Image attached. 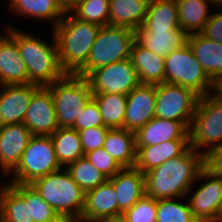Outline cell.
<instances>
[{
    "label": "cell",
    "instance_id": "obj_28",
    "mask_svg": "<svg viewBox=\"0 0 222 222\" xmlns=\"http://www.w3.org/2000/svg\"><path fill=\"white\" fill-rule=\"evenodd\" d=\"M179 27L188 36L201 33L213 8L208 0H176ZM210 11V12H209Z\"/></svg>",
    "mask_w": 222,
    "mask_h": 222
},
{
    "label": "cell",
    "instance_id": "obj_4",
    "mask_svg": "<svg viewBox=\"0 0 222 222\" xmlns=\"http://www.w3.org/2000/svg\"><path fill=\"white\" fill-rule=\"evenodd\" d=\"M30 185L58 214L81 218L85 192L65 168L38 178Z\"/></svg>",
    "mask_w": 222,
    "mask_h": 222
},
{
    "label": "cell",
    "instance_id": "obj_42",
    "mask_svg": "<svg viewBox=\"0 0 222 222\" xmlns=\"http://www.w3.org/2000/svg\"><path fill=\"white\" fill-rule=\"evenodd\" d=\"M201 34L207 39L222 43V9L212 11Z\"/></svg>",
    "mask_w": 222,
    "mask_h": 222
},
{
    "label": "cell",
    "instance_id": "obj_32",
    "mask_svg": "<svg viewBox=\"0 0 222 222\" xmlns=\"http://www.w3.org/2000/svg\"><path fill=\"white\" fill-rule=\"evenodd\" d=\"M98 105L104 126L115 129L124 128L127 95L118 93L93 94Z\"/></svg>",
    "mask_w": 222,
    "mask_h": 222
},
{
    "label": "cell",
    "instance_id": "obj_7",
    "mask_svg": "<svg viewBox=\"0 0 222 222\" xmlns=\"http://www.w3.org/2000/svg\"><path fill=\"white\" fill-rule=\"evenodd\" d=\"M165 82L189 88L199 96L217 91L187 42L165 57Z\"/></svg>",
    "mask_w": 222,
    "mask_h": 222
},
{
    "label": "cell",
    "instance_id": "obj_11",
    "mask_svg": "<svg viewBox=\"0 0 222 222\" xmlns=\"http://www.w3.org/2000/svg\"><path fill=\"white\" fill-rule=\"evenodd\" d=\"M92 94L127 95L139 86L140 80L130 58L99 67L87 77Z\"/></svg>",
    "mask_w": 222,
    "mask_h": 222
},
{
    "label": "cell",
    "instance_id": "obj_3",
    "mask_svg": "<svg viewBox=\"0 0 222 222\" xmlns=\"http://www.w3.org/2000/svg\"><path fill=\"white\" fill-rule=\"evenodd\" d=\"M100 28L97 24L78 20L71 13H65L52 29L60 65L67 74H76L87 63Z\"/></svg>",
    "mask_w": 222,
    "mask_h": 222
},
{
    "label": "cell",
    "instance_id": "obj_5",
    "mask_svg": "<svg viewBox=\"0 0 222 222\" xmlns=\"http://www.w3.org/2000/svg\"><path fill=\"white\" fill-rule=\"evenodd\" d=\"M190 147L200 154L222 145V95L200 96L189 127Z\"/></svg>",
    "mask_w": 222,
    "mask_h": 222
},
{
    "label": "cell",
    "instance_id": "obj_6",
    "mask_svg": "<svg viewBox=\"0 0 222 222\" xmlns=\"http://www.w3.org/2000/svg\"><path fill=\"white\" fill-rule=\"evenodd\" d=\"M135 31L128 27L105 25L98 31L87 63L76 73L87 77L93 70L130 58Z\"/></svg>",
    "mask_w": 222,
    "mask_h": 222
},
{
    "label": "cell",
    "instance_id": "obj_41",
    "mask_svg": "<svg viewBox=\"0 0 222 222\" xmlns=\"http://www.w3.org/2000/svg\"><path fill=\"white\" fill-rule=\"evenodd\" d=\"M203 169L212 176L222 179V145L203 154Z\"/></svg>",
    "mask_w": 222,
    "mask_h": 222
},
{
    "label": "cell",
    "instance_id": "obj_20",
    "mask_svg": "<svg viewBox=\"0 0 222 222\" xmlns=\"http://www.w3.org/2000/svg\"><path fill=\"white\" fill-rule=\"evenodd\" d=\"M187 43L203 70L218 85L222 81V43L207 39L201 33L188 35Z\"/></svg>",
    "mask_w": 222,
    "mask_h": 222
},
{
    "label": "cell",
    "instance_id": "obj_21",
    "mask_svg": "<svg viewBox=\"0 0 222 222\" xmlns=\"http://www.w3.org/2000/svg\"><path fill=\"white\" fill-rule=\"evenodd\" d=\"M189 147V140H168L156 145L136 146L134 167L144 174L164 162L182 155Z\"/></svg>",
    "mask_w": 222,
    "mask_h": 222
},
{
    "label": "cell",
    "instance_id": "obj_16",
    "mask_svg": "<svg viewBox=\"0 0 222 222\" xmlns=\"http://www.w3.org/2000/svg\"><path fill=\"white\" fill-rule=\"evenodd\" d=\"M156 85L140 84L127 94L124 129L136 132L155 117Z\"/></svg>",
    "mask_w": 222,
    "mask_h": 222
},
{
    "label": "cell",
    "instance_id": "obj_39",
    "mask_svg": "<svg viewBox=\"0 0 222 222\" xmlns=\"http://www.w3.org/2000/svg\"><path fill=\"white\" fill-rule=\"evenodd\" d=\"M97 126H104V122L97 103L91 99L71 128L79 132L81 130Z\"/></svg>",
    "mask_w": 222,
    "mask_h": 222
},
{
    "label": "cell",
    "instance_id": "obj_40",
    "mask_svg": "<svg viewBox=\"0 0 222 222\" xmlns=\"http://www.w3.org/2000/svg\"><path fill=\"white\" fill-rule=\"evenodd\" d=\"M109 129L106 126H97L79 131L84 154L103 147Z\"/></svg>",
    "mask_w": 222,
    "mask_h": 222
},
{
    "label": "cell",
    "instance_id": "obj_19",
    "mask_svg": "<svg viewBox=\"0 0 222 222\" xmlns=\"http://www.w3.org/2000/svg\"><path fill=\"white\" fill-rule=\"evenodd\" d=\"M136 146H150L168 140H189V129L173 120L152 118L146 125L135 132Z\"/></svg>",
    "mask_w": 222,
    "mask_h": 222
},
{
    "label": "cell",
    "instance_id": "obj_24",
    "mask_svg": "<svg viewBox=\"0 0 222 222\" xmlns=\"http://www.w3.org/2000/svg\"><path fill=\"white\" fill-rule=\"evenodd\" d=\"M135 40L154 54L166 57L187 42V35L182 30H146L141 26L135 30Z\"/></svg>",
    "mask_w": 222,
    "mask_h": 222
},
{
    "label": "cell",
    "instance_id": "obj_17",
    "mask_svg": "<svg viewBox=\"0 0 222 222\" xmlns=\"http://www.w3.org/2000/svg\"><path fill=\"white\" fill-rule=\"evenodd\" d=\"M119 215L123 212L118 207L113 184L107 180L85 193V206L79 222H97Z\"/></svg>",
    "mask_w": 222,
    "mask_h": 222
},
{
    "label": "cell",
    "instance_id": "obj_44",
    "mask_svg": "<svg viewBox=\"0 0 222 222\" xmlns=\"http://www.w3.org/2000/svg\"><path fill=\"white\" fill-rule=\"evenodd\" d=\"M47 222H79V219L66 214H57L55 217L48 220Z\"/></svg>",
    "mask_w": 222,
    "mask_h": 222
},
{
    "label": "cell",
    "instance_id": "obj_29",
    "mask_svg": "<svg viewBox=\"0 0 222 222\" xmlns=\"http://www.w3.org/2000/svg\"><path fill=\"white\" fill-rule=\"evenodd\" d=\"M142 27L146 30H182L176 0H149Z\"/></svg>",
    "mask_w": 222,
    "mask_h": 222
},
{
    "label": "cell",
    "instance_id": "obj_46",
    "mask_svg": "<svg viewBox=\"0 0 222 222\" xmlns=\"http://www.w3.org/2000/svg\"><path fill=\"white\" fill-rule=\"evenodd\" d=\"M214 10L222 9V0H208Z\"/></svg>",
    "mask_w": 222,
    "mask_h": 222
},
{
    "label": "cell",
    "instance_id": "obj_9",
    "mask_svg": "<svg viewBox=\"0 0 222 222\" xmlns=\"http://www.w3.org/2000/svg\"><path fill=\"white\" fill-rule=\"evenodd\" d=\"M62 169L50 136L33 135L17 167L7 176L9 182L31 184L38 178Z\"/></svg>",
    "mask_w": 222,
    "mask_h": 222
},
{
    "label": "cell",
    "instance_id": "obj_8",
    "mask_svg": "<svg viewBox=\"0 0 222 222\" xmlns=\"http://www.w3.org/2000/svg\"><path fill=\"white\" fill-rule=\"evenodd\" d=\"M47 87L52 93L59 128H71L93 98L89 82L85 77L66 74Z\"/></svg>",
    "mask_w": 222,
    "mask_h": 222
},
{
    "label": "cell",
    "instance_id": "obj_23",
    "mask_svg": "<svg viewBox=\"0 0 222 222\" xmlns=\"http://www.w3.org/2000/svg\"><path fill=\"white\" fill-rule=\"evenodd\" d=\"M130 59L141 84L158 85L165 82V57L154 54L134 40Z\"/></svg>",
    "mask_w": 222,
    "mask_h": 222
},
{
    "label": "cell",
    "instance_id": "obj_18",
    "mask_svg": "<svg viewBox=\"0 0 222 222\" xmlns=\"http://www.w3.org/2000/svg\"><path fill=\"white\" fill-rule=\"evenodd\" d=\"M2 32L0 33V86L29 84L26 64L21 58L17 43L5 31Z\"/></svg>",
    "mask_w": 222,
    "mask_h": 222
},
{
    "label": "cell",
    "instance_id": "obj_10",
    "mask_svg": "<svg viewBox=\"0 0 222 222\" xmlns=\"http://www.w3.org/2000/svg\"><path fill=\"white\" fill-rule=\"evenodd\" d=\"M199 97L193 90L180 85L158 84L155 117L182 122L189 129Z\"/></svg>",
    "mask_w": 222,
    "mask_h": 222
},
{
    "label": "cell",
    "instance_id": "obj_36",
    "mask_svg": "<svg viewBox=\"0 0 222 222\" xmlns=\"http://www.w3.org/2000/svg\"><path fill=\"white\" fill-rule=\"evenodd\" d=\"M70 13L84 22L109 25V0H80Z\"/></svg>",
    "mask_w": 222,
    "mask_h": 222
},
{
    "label": "cell",
    "instance_id": "obj_47",
    "mask_svg": "<svg viewBox=\"0 0 222 222\" xmlns=\"http://www.w3.org/2000/svg\"><path fill=\"white\" fill-rule=\"evenodd\" d=\"M218 222H222V201L218 212Z\"/></svg>",
    "mask_w": 222,
    "mask_h": 222
},
{
    "label": "cell",
    "instance_id": "obj_31",
    "mask_svg": "<svg viewBox=\"0 0 222 222\" xmlns=\"http://www.w3.org/2000/svg\"><path fill=\"white\" fill-rule=\"evenodd\" d=\"M0 182V222H33L29 202H25L7 182Z\"/></svg>",
    "mask_w": 222,
    "mask_h": 222
},
{
    "label": "cell",
    "instance_id": "obj_15",
    "mask_svg": "<svg viewBox=\"0 0 222 222\" xmlns=\"http://www.w3.org/2000/svg\"><path fill=\"white\" fill-rule=\"evenodd\" d=\"M40 87L34 83L0 86V126L23 123L31 98Z\"/></svg>",
    "mask_w": 222,
    "mask_h": 222
},
{
    "label": "cell",
    "instance_id": "obj_35",
    "mask_svg": "<svg viewBox=\"0 0 222 222\" xmlns=\"http://www.w3.org/2000/svg\"><path fill=\"white\" fill-rule=\"evenodd\" d=\"M180 200V201H179ZM183 200H186L185 202ZM156 222H198L186 197L157 199Z\"/></svg>",
    "mask_w": 222,
    "mask_h": 222
},
{
    "label": "cell",
    "instance_id": "obj_43",
    "mask_svg": "<svg viewBox=\"0 0 222 222\" xmlns=\"http://www.w3.org/2000/svg\"><path fill=\"white\" fill-rule=\"evenodd\" d=\"M64 13H70L80 2V0H56Z\"/></svg>",
    "mask_w": 222,
    "mask_h": 222
},
{
    "label": "cell",
    "instance_id": "obj_45",
    "mask_svg": "<svg viewBox=\"0 0 222 222\" xmlns=\"http://www.w3.org/2000/svg\"><path fill=\"white\" fill-rule=\"evenodd\" d=\"M97 222H128L127 219L123 215L101 219Z\"/></svg>",
    "mask_w": 222,
    "mask_h": 222
},
{
    "label": "cell",
    "instance_id": "obj_33",
    "mask_svg": "<svg viewBox=\"0 0 222 222\" xmlns=\"http://www.w3.org/2000/svg\"><path fill=\"white\" fill-rule=\"evenodd\" d=\"M65 169L70 173L73 181L85 193L108 180L85 156L78 158Z\"/></svg>",
    "mask_w": 222,
    "mask_h": 222
},
{
    "label": "cell",
    "instance_id": "obj_13",
    "mask_svg": "<svg viewBox=\"0 0 222 222\" xmlns=\"http://www.w3.org/2000/svg\"><path fill=\"white\" fill-rule=\"evenodd\" d=\"M23 123L32 135L50 136L59 128L52 93L47 86H41L33 94Z\"/></svg>",
    "mask_w": 222,
    "mask_h": 222
},
{
    "label": "cell",
    "instance_id": "obj_38",
    "mask_svg": "<svg viewBox=\"0 0 222 222\" xmlns=\"http://www.w3.org/2000/svg\"><path fill=\"white\" fill-rule=\"evenodd\" d=\"M85 157L108 179L114 177L122 169L103 147L86 153Z\"/></svg>",
    "mask_w": 222,
    "mask_h": 222
},
{
    "label": "cell",
    "instance_id": "obj_27",
    "mask_svg": "<svg viewBox=\"0 0 222 222\" xmlns=\"http://www.w3.org/2000/svg\"><path fill=\"white\" fill-rule=\"evenodd\" d=\"M149 0H109V25L134 31L144 23Z\"/></svg>",
    "mask_w": 222,
    "mask_h": 222
},
{
    "label": "cell",
    "instance_id": "obj_12",
    "mask_svg": "<svg viewBox=\"0 0 222 222\" xmlns=\"http://www.w3.org/2000/svg\"><path fill=\"white\" fill-rule=\"evenodd\" d=\"M199 181L202 182L200 186L195 188L193 184L186 195L192 215L198 222H218L222 201V179L202 169L196 182L199 183ZM193 188H195L194 191Z\"/></svg>",
    "mask_w": 222,
    "mask_h": 222
},
{
    "label": "cell",
    "instance_id": "obj_26",
    "mask_svg": "<svg viewBox=\"0 0 222 222\" xmlns=\"http://www.w3.org/2000/svg\"><path fill=\"white\" fill-rule=\"evenodd\" d=\"M12 14L31 18L35 21H45L52 23L53 29L57 23L64 17V12L57 4L56 0H7ZM25 16V17H24Z\"/></svg>",
    "mask_w": 222,
    "mask_h": 222
},
{
    "label": "cell",
    "instance_id": "obj_25",
    "mask_svg": "<svg viewBox=\"0 0 222 222\" xmlns=\"http://www.w3.org/2000/svg\"><path fill=\"white\" fill-rule=\"evenodd\" d=\"M103 149L113 157L122 168H132L136 163L135 132L124 128L109 129Z\"/></svg>",
    "mask_w": 222,
    "mask_h": 222
},
{
    "label": "cell",
    "instance_id": "obj_30",
    "mask_svg": "<svg viewBox=\"0 0 222 222\" xmlns=\"http://www.w3.org/2000/svg\"><path fill=\"white\" fill-rule=\"evenodd\" d=\"M50 137L57 160L62 168H66L78 158L85 156L77 130L58 128Z\"/></svg>",
    "mask_w": 222,
    "mask_h": 222
},
{
    "label": "cell",
    "instance_id": "obj_14",
    "mask_svg": "<svg viewBox=\"0 0 222 222\" xmlns=\"http://www.w3.org/2000/svg\"><path fill=\"white\" fill-rule=\"evenodd\" d=\"M24 123L0 126V172L6 178L19 164L32 137Z\"/></svg>",
    "mask_w": 222,
    "mask_h": 222
},
{
    "label": "cell",
    "instance_id": "obj_37",
    "mask_svg": "<svg viewBox=\"0 0 222 222\" xmlns=\"http://www.w3.org/2000/svg\"><path fill=\"white\" fill-rule=\"evenodd\" d=\"M123 216L128 222H156L157 199L144 194Z\"/></svg>",
    "mask_w": 222,
    "mask_h": 222
},
{
    "label": "cell",
    "instance_id": "obj_22",
    "mask_svg": "<svg viewBox=\"0 0 222 222\" xmlns=\"http://www.w3.org/2000/svg\"><path fill=\"white\" fill-rule=\"evenodd\" d=\"M108 180L113 184L118 207L123 213L145 194V175L135 167L122 168Z\"/></svg>",
    "mask_w": 222,
    "mask_h": 222
},
{
    "label": "cell",
    "instance_id": "obj_2",
    "mask_svg": "<svg viewBox=\"0 0 222 222\" xmlns=\"http://www.w3.org/2000/svg\"><path fill=\"white\" fill-rule=\"evenodd\" d=\"M8 25L9 23L4 26L3 23V31L17 43L21 58L26 64L29 83L48 86L67 74L60 65L57 44L52 30L50 44L41 37Z\"/></svg>",
    "mask_w": 222,
    "mask_h": 222
},
{
    "label": "cell",
    "instance_id": "obj_34",
    "mask_svg": "<svg viewBox=\"0 0 222 222\" xmlns=\"http://www.w3.org/2000/svg\"><path fill=\"white\" fill-rule=\"evenodd\" d=\"M24 200L29 202L33 222H47L58 213L35 191L30 184L8 183Z\"/></svg>",
    "mask_w": 222,
    "mask_h": 222
},
{
    "label": "cell",
    "instance_id": "obj_1",
    "mask_svg": "<svg viewBox=\"0 0 222 222\" xmlns=\"http://www.w3.org/2000/svg\"><path fill=\"white\" fill-rule=\"evenodd\" d=\"M202 169L203 155L189 147L182 155L144 173L145 194L154 199L186 197Z\"/></svg>",
    "mask_w": 222,
    "mask_h": 222
}]
</instances>
